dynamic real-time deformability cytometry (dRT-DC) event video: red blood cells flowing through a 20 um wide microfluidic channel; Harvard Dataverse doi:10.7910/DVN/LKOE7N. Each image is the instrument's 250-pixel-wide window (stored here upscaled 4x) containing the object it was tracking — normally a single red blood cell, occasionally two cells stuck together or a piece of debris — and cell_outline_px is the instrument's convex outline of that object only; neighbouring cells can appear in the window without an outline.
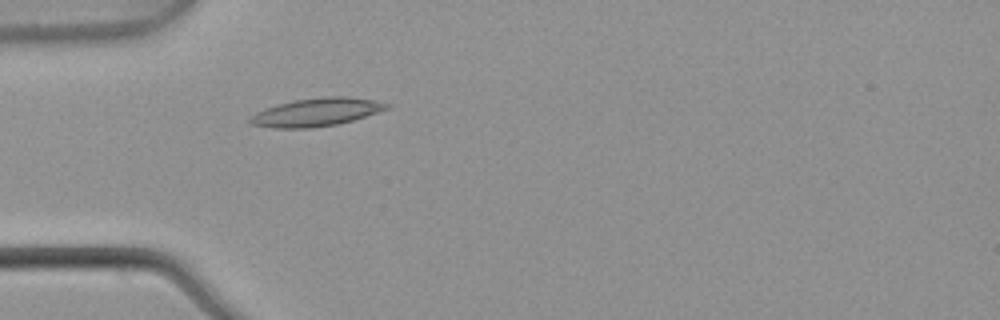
{"species": "common noctule bat (a hibernating species)", "species_latin": "Nyctalus noctula", "temperature_condition": "warm", "stored_images_in_passage": 4, "camera_frame_rate_fps": 3000, "um_per_image_px": 0.085, "animal": {"sex": "male", "body_mass_g": 21.5, "forearm_length_mm": 52.0}, "frame": {"image": 1, "passage_image": 4, "time_ms": 1.0, "image_size_px": [1000, 320], "cell_outline_px": [[392, 108], [352, 120], [336, 124], [308, 128], [276, 128], [252, 124], [248, 120], [256, 112], [264, 108], [296, 100], [324, 96], [348, 96], [376, 100], [392, 104]], "centroid_in_image_um": [26.97, 9.52], "position_along_channel_um": 58.0, "area_um2": 22.31}}